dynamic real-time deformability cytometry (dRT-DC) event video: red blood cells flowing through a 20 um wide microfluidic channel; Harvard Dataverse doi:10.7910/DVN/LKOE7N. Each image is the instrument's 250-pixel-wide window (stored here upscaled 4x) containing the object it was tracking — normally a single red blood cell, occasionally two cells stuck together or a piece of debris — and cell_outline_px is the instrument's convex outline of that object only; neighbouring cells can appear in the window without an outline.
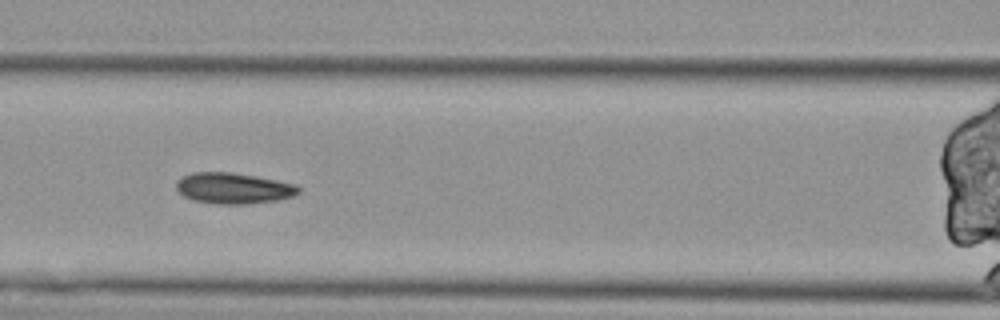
{"species": "Egyptian fruit bat (a non-hibernating species)", "species_latin": "Rousettus aegyptiacus", "temperature_condition": "cold", "stored_images_in_passage": 8, "camera_frame_rate_fps": 3000, "um_per_image_px": 0.085, "animal": {"sex": "female"}, "frame": {"image": 1, "passage_image": 4, "time_ms": 1.0, "image_size_px": [1000, 320], "cell_outline_px": [[300, 192], [292, 196], [276, 200], [244, 204], [220, 204], [196, 200], [184, 196], [176, 188], [176, 180], [192, 172], [232, 172], [256, 176], [296, 184], [300, 188]], "centroid_in_image_um": [19.85, 15.98], "position_along_channel_um": 146.8, "area_um2": 21.85}}
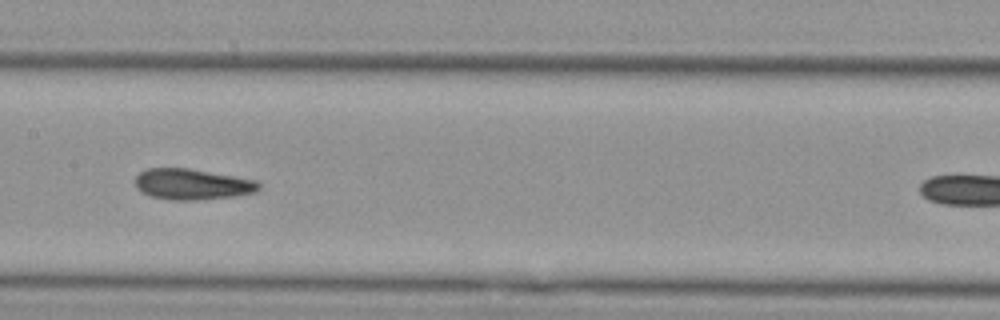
{"frame": {"image": 2, "passage_image": 5, "time_ms": 1.333, "image_size_px": [1000, 320], "cell_outline_px": [[260, 188], [256, 192], [236, 196], [196, 200], [172, 200], [152, 196], [140, 192], [136, 188], [136, 176], [140, 172], [148, 168], [188, 168], [256, 180], [260, 184]], "centroid_in_image_um": [16.33, 15.66], "position_along_channel_um": 191.1, "area_um2": 22.2}}
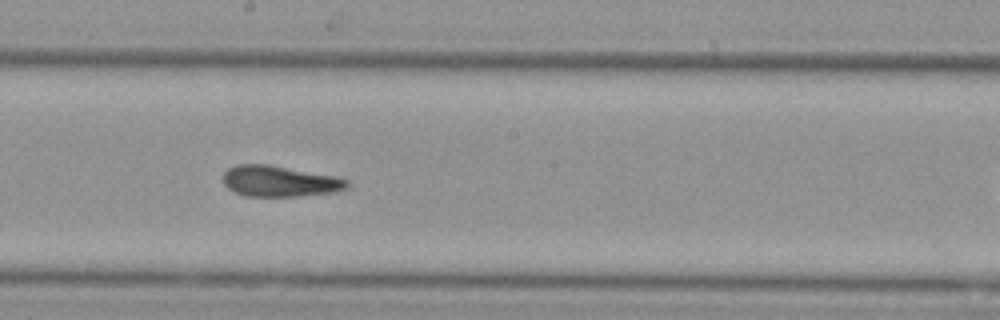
{"frame": {"image": 3, "passage_image": 6, "time_ms": 1.667, "image_size_px": [1000, 320], "cell_outline_px": [[348, 188], [336, 192], [296, 196], [244, 196], [232, 192], [224, 184], [224, 172], [228, 168], [236, 164], [268, 164], [336, 176], [348, 180]], "centroid_in_image_um": [23.75, 15.4], "position_along_channel_um": 224.4, "area_um2": 22.48}}